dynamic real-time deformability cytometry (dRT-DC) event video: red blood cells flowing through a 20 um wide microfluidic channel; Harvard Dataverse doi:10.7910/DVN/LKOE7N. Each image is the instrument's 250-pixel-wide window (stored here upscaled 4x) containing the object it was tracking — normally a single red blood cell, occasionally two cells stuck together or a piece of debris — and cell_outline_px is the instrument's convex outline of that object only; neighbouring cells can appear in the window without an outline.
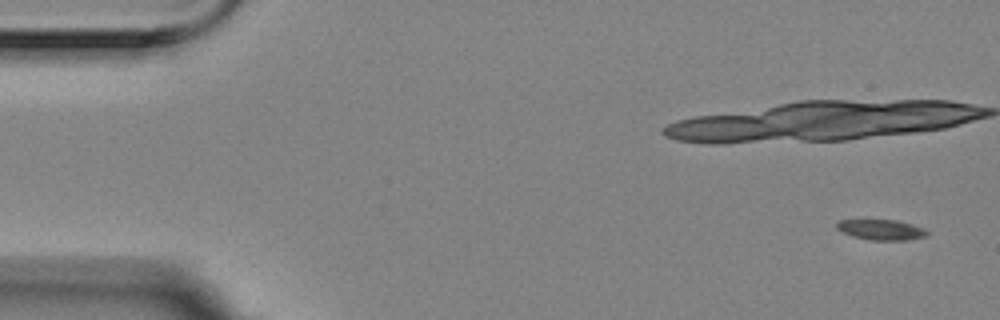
{"species": "Egyptian fruit bat (a non-hibernating species)", "species_latin": "Rousettus aegyptiacus", "temperature_condition": "room temperature", "stored_images_in_passage": 7, "segment_of_instrument_passage": [1, 2], "camera_frame_rate_fps": 3000, "um_per_image_px": 0.085, "animal": {"sex": "female"}, "frame": {"image": 1, "passage_image": 1, "time_ms": 0.0, "image_size_px": [1000, 320], "cell_outline_px": [[928, 236], [908, 240], [872, 240], [852, 236], [840, 232], [836, 228], [836, 220], [896, 220], [912, 224], [928, 232]], "centroid_in_image_um": [74.85, 19.53], "position_along_channel_um": 10.1, "area_um2": 10.75}}